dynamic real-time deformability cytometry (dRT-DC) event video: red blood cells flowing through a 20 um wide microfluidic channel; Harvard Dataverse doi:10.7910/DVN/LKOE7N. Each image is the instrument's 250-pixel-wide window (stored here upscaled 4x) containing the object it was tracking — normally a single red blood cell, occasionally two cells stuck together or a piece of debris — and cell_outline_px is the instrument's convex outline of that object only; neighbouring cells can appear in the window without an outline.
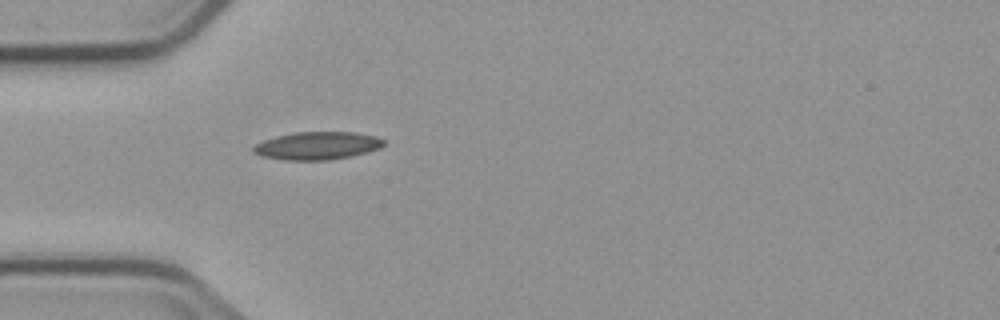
{"species": "common noctule bat (a hibernating species)", "species_latin": "Nyctalus noctula", "temperature_condition": "cold", "stored_images_in_passage": 1, "camera_frame_rate_fps": 3000, "um_per_image_px": 0.085, "animal": {"sex": "male", "body_mass_g": 23.1, "forearm_length_mm": 52.7}, "frame": {"image": 1, "passage_image": 1, "time_ms": 0.0, "image_size_px": [1000, 320], "cell_outline_px": [[384, 144], [380, 148], [368, 152], [352, 156], [328, 160], [284, 160], [260, 156], [252, 152], [252, 148], [256, 144], [264, 140], [276, 136], [292, 132], [356, 132], [376, 136], [384, 140]], "centroid_in_image_um": [26.96, 12.38], "position_along_channel_um": 58.0, "area_um2": 21.33}}